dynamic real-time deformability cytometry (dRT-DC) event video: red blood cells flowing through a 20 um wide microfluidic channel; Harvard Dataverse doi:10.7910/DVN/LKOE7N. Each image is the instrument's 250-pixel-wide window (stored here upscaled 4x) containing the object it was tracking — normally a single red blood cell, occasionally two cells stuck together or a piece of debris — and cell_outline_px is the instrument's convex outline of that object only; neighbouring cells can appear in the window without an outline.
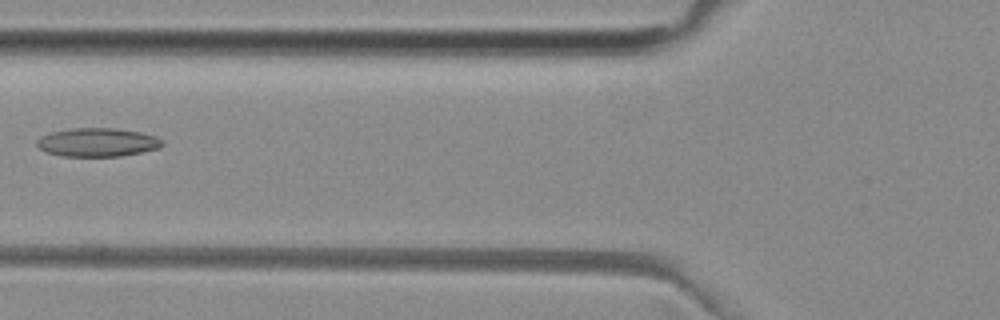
{"species": "common noctule bat (a hibernating species)", "species_latin": "Nyctalus noctula", "temperature_condition": "room temperature", "stored_images_in_passage": 4, "camera_frame_rate_fps": 3000, "um_per_image_px": 0.085, "animal": {"sex": "female", "body_mass_g": 29.2, "forearm_length_mm": 56.3}, "frame": {"image": 1, "passage_image": 2, "time_ms": 0.333, "image_size_px": [1000, 320], "cell_outline_px": [[164, 144], [160, 148], [120, 156], [60, 156], [48, 152], [40, 148], [36, 144], [36, 140], [40, 136], [52, 132], [72, 128], [116, 128], [140, 132], [156, 136], [164, 140]], "centroid_in_image_um": [8.31, 12.09], "position_along_channel_um": 117.5, "area_um2": 20.92}}
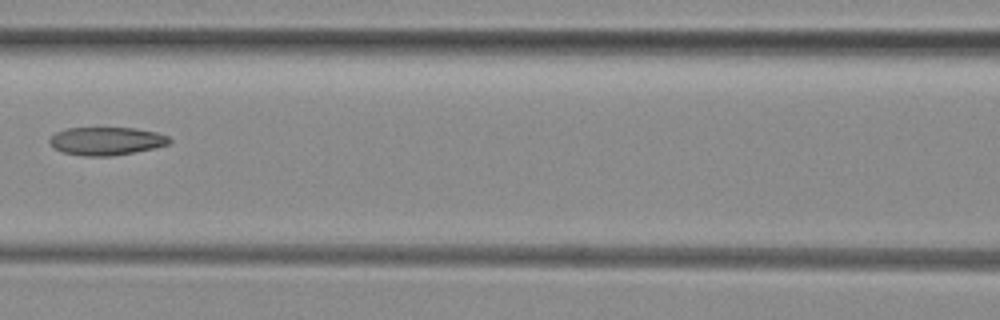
{"frame": {"image": 2, "passage_image": 3, "time_ms": 0.667, "image_size_px": [1000, 320], "cell_outline_px": [[172, 140], [168, 144], [152, 148], [112, 156], [80, 156], [64, 152], [56, 148], [48, 140], [56, 132], [68, 128], [136, 128], [156, 132], [168, 136]], "centroid_in_image_um": [9.05, 11.98], "position_along_channel_um": 157.6, "area_um2": 19.36}}
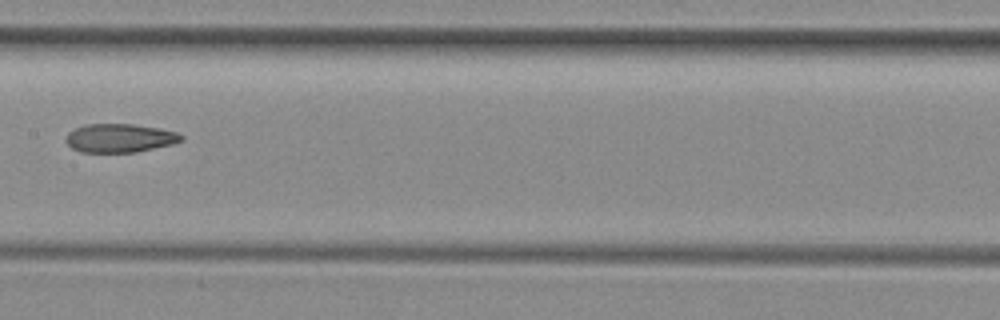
{"frame": {"image": 3, "passage_image": 4, "time_ms": 1.0, "image_size_px": [1000, 320], "cell_outline_px": [[184, 140], [172, 144], [136, 152], [80, 152], [72, 148], [64, 140], [68, 132], [84, 124], [132, 124], [160, 128], [176, 132], [184, 136]], "centroid_in_image_um": [10.17, 11.73], "position_along_channel_um": 197.2, "area_um2": 19.31}}